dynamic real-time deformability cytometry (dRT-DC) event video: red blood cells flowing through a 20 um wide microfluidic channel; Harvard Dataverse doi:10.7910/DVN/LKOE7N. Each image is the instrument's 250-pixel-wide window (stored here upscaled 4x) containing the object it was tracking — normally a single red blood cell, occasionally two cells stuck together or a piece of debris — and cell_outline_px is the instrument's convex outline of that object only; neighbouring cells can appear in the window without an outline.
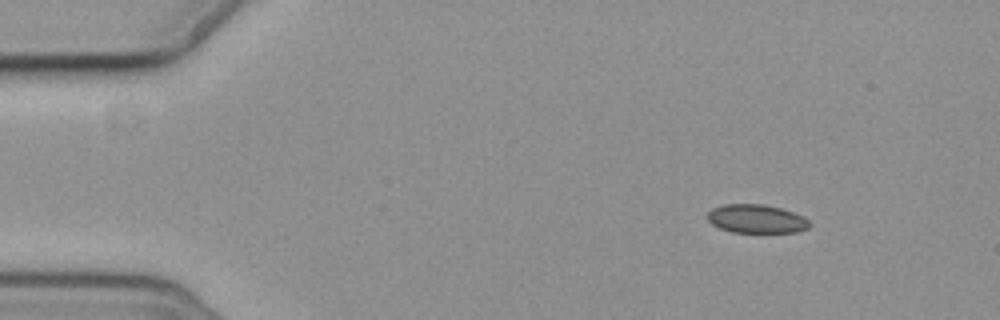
{"species": "common noctule bat (a hibernating species)", "species_latin": "Nyctalus noctula", "temperature_condition": "cold", "stored_images_in_passage": 6, "camera_frame_rate_fps": 3000, "um_per_image_px": 0.085, "animal": {"sex": "female", "body_mass_g": 19.3, "forearm_length_mm": 54.1}, "frame": {"image": 1, "passage_image": 2, "time_ms": 1.333, "image_size_px": [1000, 320], "cell_outline_px": [[808, 228], [796, 232], [732, 232], [720, 228], [712, 224], [708, 220], [708, 212], [712, 208], [724, 204], [764, 204], [780, 208], [804, 216], [808, 220]], "centroid_in_image_um": [64.27, 18.59], "position_along_channel_um": 20.7, "area_um2": 16.88}}
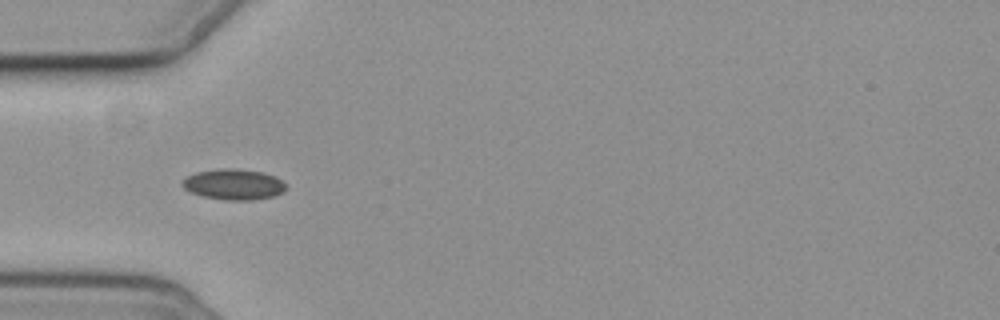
{"frame": {"image": 2, "passage_image": 5, "time_ms": 5.0, "image_size_px": [1000, 320], "cell_outline_px": [[288, 188], [284, 192], [276, 196], [252, 200], [224, 200], [200, 196], [184, 188], [180, 184], [188, 176], [196, 172], [224, 168], [232, 168], [264, 172], [276, 176]], "centroid_in_image_um": [19.9, 15.68], "position_along_channel_um": 65.1, "area_um2": 18.67}}
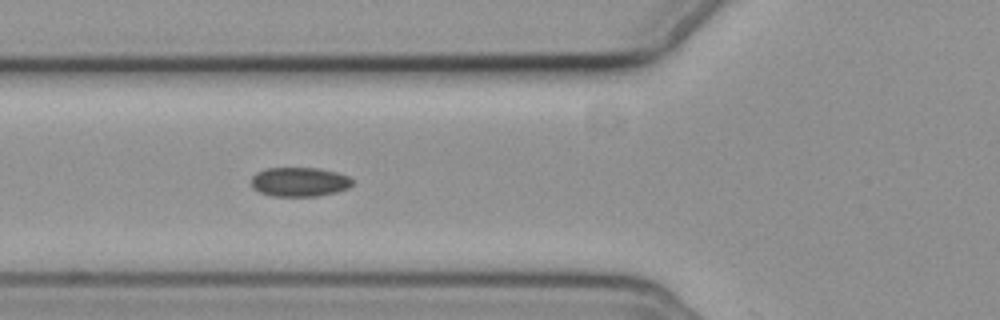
{"frame": {"image": 3, "passage_image": 6, "time_ms": 6.0, "image_size_px": [1000, 320], "cell_outline_px": [[352, 184], [348, 188], [336, 192], [316, 196], [272, 196], [260, 192], [252, 188], [252, 176], [256, 172], [264, 168], [320, 168], [336, 172], [348, 176], [352, 180]], "centroid_in_image_um": [25.43, 15.45], "position_along_channel_um": 100.4, "area_um2": 17.28}}